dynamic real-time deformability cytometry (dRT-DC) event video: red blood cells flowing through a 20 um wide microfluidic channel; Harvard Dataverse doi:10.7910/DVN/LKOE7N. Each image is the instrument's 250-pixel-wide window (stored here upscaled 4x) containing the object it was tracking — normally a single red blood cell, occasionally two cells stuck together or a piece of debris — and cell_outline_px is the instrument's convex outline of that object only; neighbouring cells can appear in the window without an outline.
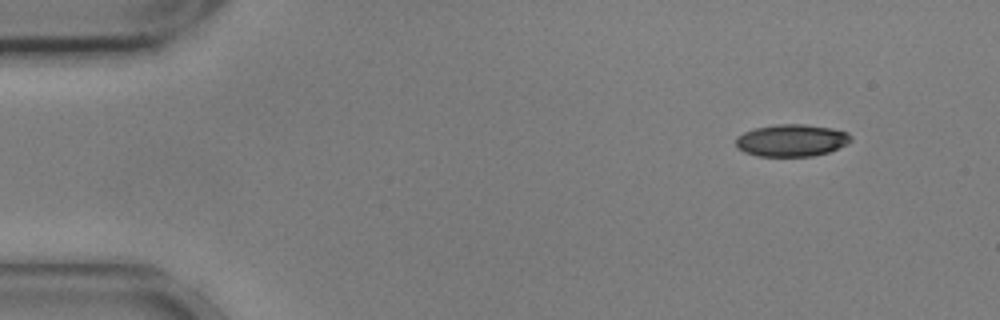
{"species": "common noctule bat (a hibernating species)", "species_latin": "Nyctalus noctula", "temperature_condition": "cold", "stored_images_in_passage": 15, "camera_frame_rate_fps": 3000, "um_per_image_px": 0.085, "animal": {"sex": "male", "body_mass_g": 17.9, "forearm_length_mm": 54.2}, "frame": {"image": 1, "passage_image": 1, "time_ms": 0.0, "image_size_px": [1000, 320], "cell_outline_px": [[852, 140], [848, 144], [828, 152], [812, 156], [756, 156], [744, 152], [736, 148], [736, 136], [744, 132], [756, 128], [776, 124], [804, 124], [832, 128], [848, 132], [852, 136]], "centroid_in_image_um": [67.29, 11.93], "position_along_channel_um": 17.7, "area_um2": 21.73}}
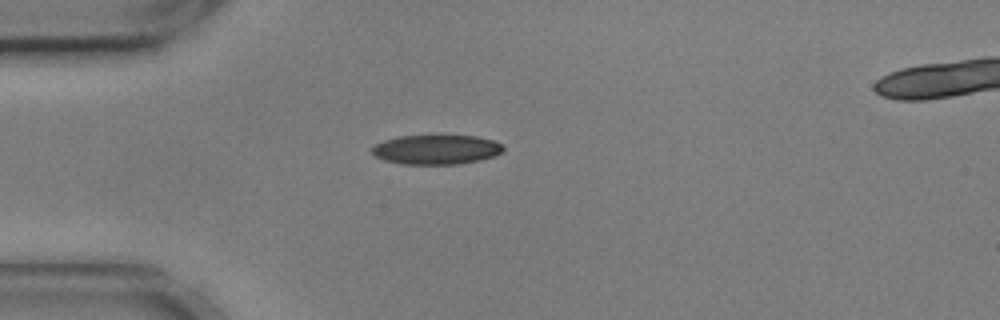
{"frame": {"image": 2, "passage_image": 10, "time_ms": 3.0, "image_size_px": [1000, 320], "cell_outline_px": [[504, 152], [496, 156], [480, 160], [460, 164], [400, 164], [384, 160], [376, 156], [372, 152], [372, 148], [376, 144], [384, 140], [400, 136], [476, 136], [492, 140], [500, 144], [504, 148]], "centroid_in_image_um": [37.11, 12.72], "position_along_channel_um": 47.9, "area_um2": 22.54}}